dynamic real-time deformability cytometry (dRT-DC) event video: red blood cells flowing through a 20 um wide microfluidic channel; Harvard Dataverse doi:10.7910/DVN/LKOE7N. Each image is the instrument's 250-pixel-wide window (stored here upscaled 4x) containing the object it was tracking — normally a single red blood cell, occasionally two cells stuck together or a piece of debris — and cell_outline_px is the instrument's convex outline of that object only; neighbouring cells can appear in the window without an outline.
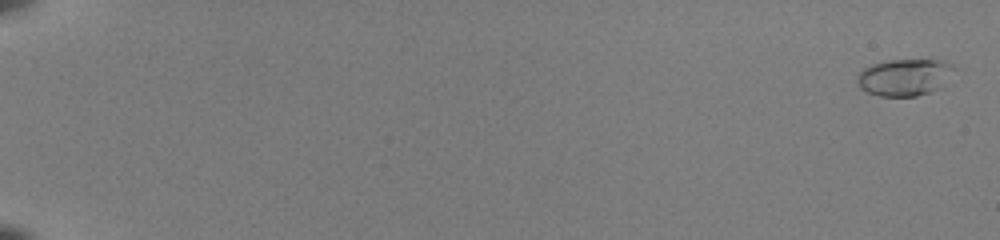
{"species": "common noctule bat (a hibernating species)", "species_latin": "Nyctalus noctula", "temperature_condition": "room temperature", "stored_images_in_passage": 55, "camera_frame_rate_fps": 3000, "um_per_image_px": 0.085, "animal": {"sex": "female", "body_mass_g": 22.0, "forearm_length_mm": 56.7}, "frame": {"image": 1, "passage_image": 2, "time_ms": 0.333, "image_size_px": [1000, 240], "cell_outline_px": [[956, 68], [940, 88], [916, 96], [880, 96], [868, 92], [860, 88], [856, 80], [856, 76], [864, 68], [872, 64], [888, 60], [944, 60], [952, 64]], "centroid_in_image_um": [76.88, 6.56], "position_along_channel_um": 8.1, "area_um2": 20.81}}
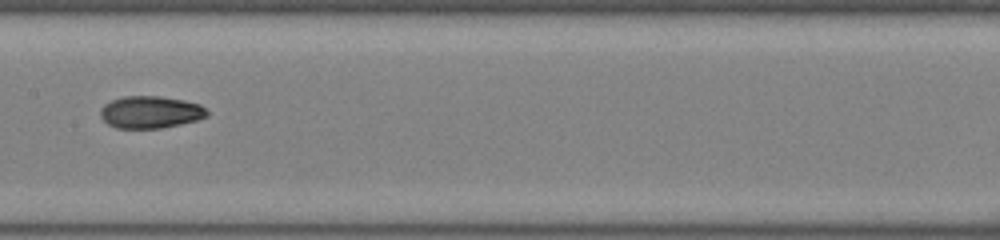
{"frame": {"image": 2, "passage_image": 32, "time_ms": 10.333, "image_size_px": [1000, 240], "cell_outline_px": [[208, 116], [196, 120], [180, 124], [160, 128], [116, 128], [108, 124], [100, 116], [100, 108], [104, 104], [112, 100], [124, 96], [160, 96], [184, 100], [200, 104], [208, 112]], "centroid_in_image_um": [12.77, 9.53], "position_along_channel_um": 194.6, "area_um2": 20.0}}
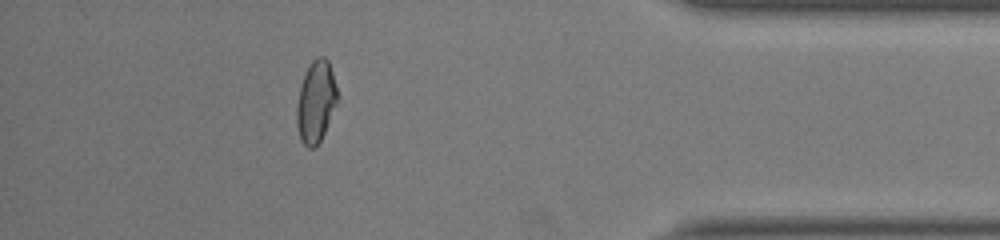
{"frame": {"image": 3, "passage_image": 50, "time_ms": 16.333, "image_size_px": [1000, 240], "cell_outline_px": [[336, 104], [324, 132], [320, 140], [312, 148], [308, 148], [300, 140], [296, 124], [296, 108], [300, 84], [312, 60], [316, 56], [324, 56], [328, 60], [332, 72], [336, 88]], "centroid_in_image_um": [26.82, 8.63], "position_along_channel_um": 408.4, "area_um2": 19.07}, "authors_computed_cell_mechanics": {"area_um2": 19.5364, "velocity_mm_per_s": 4.0247, "shape_relaxation_time_tau1_ms": null, "shape_relaxation_time_tau2_ms": 1.6197, "deformation_change_tau1": null, "deformation_change_tau2": 0.0574}}